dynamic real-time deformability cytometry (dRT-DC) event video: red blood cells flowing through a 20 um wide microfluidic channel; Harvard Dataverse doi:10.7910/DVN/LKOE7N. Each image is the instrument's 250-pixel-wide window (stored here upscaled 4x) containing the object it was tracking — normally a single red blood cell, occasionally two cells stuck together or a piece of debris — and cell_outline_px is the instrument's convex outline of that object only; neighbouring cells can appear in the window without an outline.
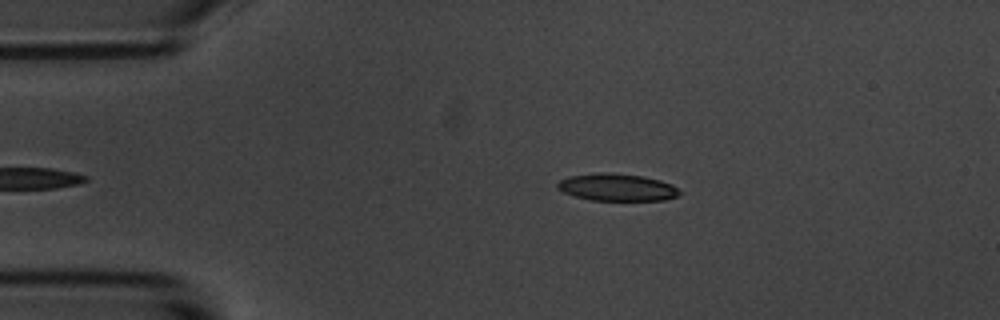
{"species": "common noctule bat (a hibernating species)", "species_latin": "Nyctalus noctula", "temperature_condition": "room temperature", "stored_images_in_passage": 41, "camera_frame_rate_fps": 3000, "um_per_image_px": 0.085, "animal": {"sex": "male", "body_mass_g": 20.1, "forearm_length_mm": 53.5}, "frame": {"image": 1, "passage_image": 3, "time_ms": 0.667, "image_size_px": [1000, 320], "cell_outline_px": [[680, 192], [676, 196], [664, 200], [592, 200], [572, 196], [556, 188], [556, 184], [560, 180], [568, 176], [600, 172], [608, 172], [644, 176], [660, 180], [672, 184]], "centroid_in_image_um": [52.4, 15.91], "position_along_channel_um": 32.6, "area_um2": 19.42}}
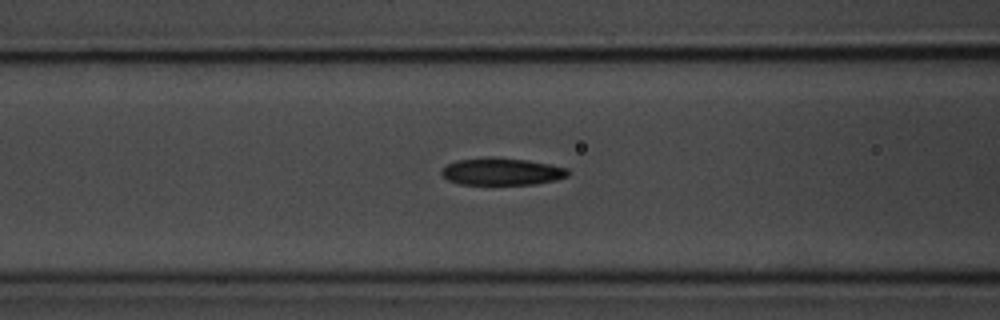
{"frame": {"image": 2, "passage_image": 14, "time_ms": 4.333, "image_size_px": [1000, 320], "cell_outline_px": [[568, 176], [556, 180], [536, 184], [460, 184], [448, 180], [440, 172], [448, 164], [456, 160], [492, 156], [524, 160], [548, 164], [568, 168]], "centroid_in_image_um": [42.65, 14.58], "position_along_channel_um": 124.0, "area_um2": 19.94}}
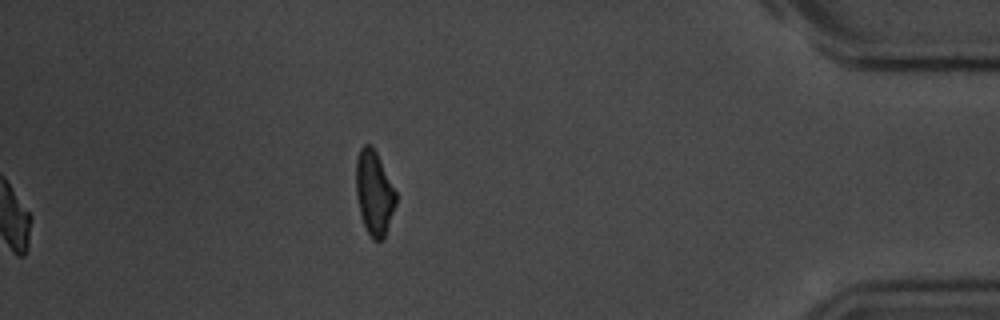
{"frame": {"image": 3, "passage_image": 41, "time_ms": 13.333, "image_size_px": [1000, 320], "cell_outline_px": [[396, 204], [384, 240], [372, 240], [364, 224], [360, 212], [356, 196], [356, 160], [360, 148], [364, 144], [372, 144], [396, 192]], "centroid_in_image_um": [31.8, 16.4], "position_along_channel_um": 403.4, "area_um2": 19.54}, "authors_computed_cell_mechanics": {"area_um2": 20.2878, "velocity_mm_per_s": 3.609, "shape_relaxation_time_tau1_ms": 4.3347, "shape_relaxation_time_tau2_ms": 4.0074, "deformation_change_tau1": 0.1222, "deformation_change_tau2": 0.1172}}